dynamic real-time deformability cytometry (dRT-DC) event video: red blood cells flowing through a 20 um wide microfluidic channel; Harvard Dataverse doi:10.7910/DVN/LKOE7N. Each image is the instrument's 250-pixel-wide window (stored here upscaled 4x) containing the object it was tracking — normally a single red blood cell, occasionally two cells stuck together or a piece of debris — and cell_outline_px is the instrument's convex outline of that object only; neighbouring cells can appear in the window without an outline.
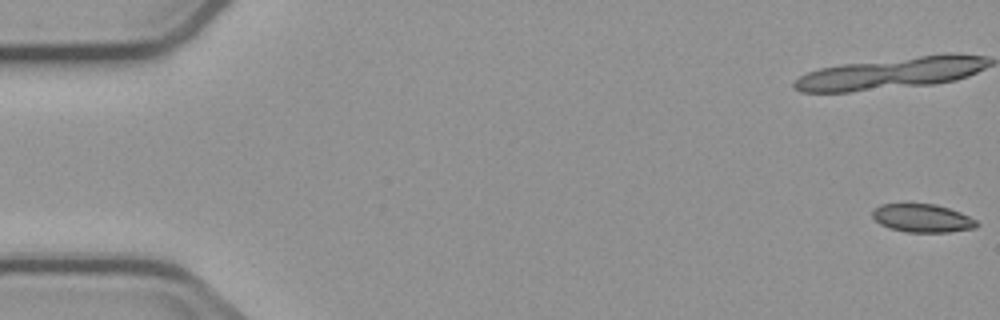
{"species": "common noctule bat (a hibernating species)", "species_latin": "Nyctalus noctula", "temperature_condition": "cold", "stored_images_in_passage": 6, "camera_frame_rate_fps": 3000, "um_per_image_px": 0.085, "animal": {"sex": "male", "body_mass_g": 23.1, "forearm_length_mm": 52.7}, "frame": {"image": 1, "passage_image": 1, "time_ms": 0.0, "image_size_px": [1000, 320], "cell_outline_px": [[980, 224], [976, 228], [948, 232], [908, 232], [888, 228], [880, 224], [872, 216], [872, 212], [880, 204], [936, 204], [960, 212], [976, 220]], "centroid_in_image_um": [78.41, 18.55], "position_along_channel_um": 6.6, "area_um2": 17.11}}